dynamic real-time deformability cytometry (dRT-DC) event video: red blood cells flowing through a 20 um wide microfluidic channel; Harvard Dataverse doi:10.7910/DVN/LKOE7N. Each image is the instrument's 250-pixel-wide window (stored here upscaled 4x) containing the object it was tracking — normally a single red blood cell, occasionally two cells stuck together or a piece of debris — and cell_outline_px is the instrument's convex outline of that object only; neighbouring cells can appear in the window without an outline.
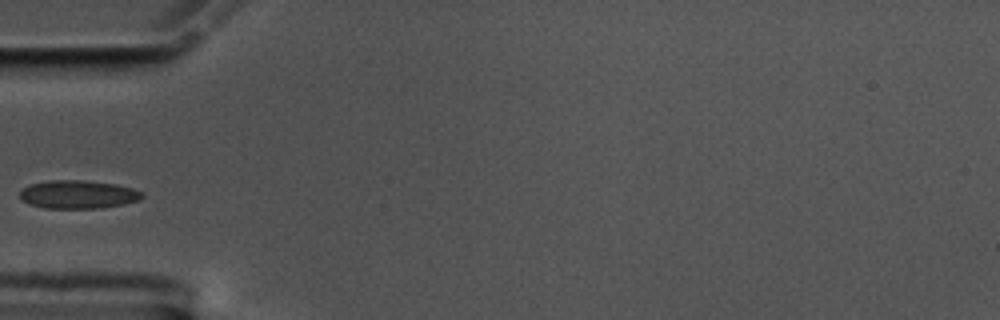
{"species": "common noctule bat (a hibernating species)", "species_latin": "Nyctalus noctula", "temperature_condition": "cold", "stored_images_in_passage": 39, "camera_frame_rate_fps": 3000, "um_per_image_px": 0.085, "animal": {"sex": "male", "body_mass_g": 17.5, "forearm_length_mm": 52.3}, "frame": {"image": 1, "passage_image": 1, "time_ms": 0.0, "image_size_px": [1000, 320], "cell_outline_px": [[144, 196], [140, 200], [124, 204], [100, 208], [44, 208], [28, 204], [20, 200], [20, 192], [24, 188], [32, 184], [52, 180], [80, 180], [116, 184], [132, 188], [140, 192]], "centroid_in_image_um": [6.63, 16.54], "position_along_channel_um": 78.4, "area_um2": 20.06}}
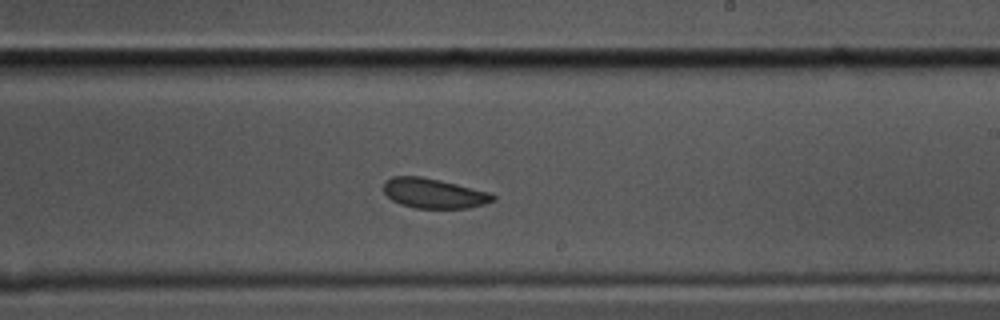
{"frame": {"image": 2, "passage_image": 16, "time_ms": 5.0, "image_size_px": [1000, 320], "cell_outline_px": [[496, 200], [484, 204], [468, 208], [416, 208], [400, 204], [392, 200], [384, 192], [384, 180], [392, 176], [420, 176], [440, 180], [488, 192], [496, 196]], "centroid_in_image_um": [36.86, 16.43], "position_along_channel_um": 252.1, "area_um2": 18.96}}
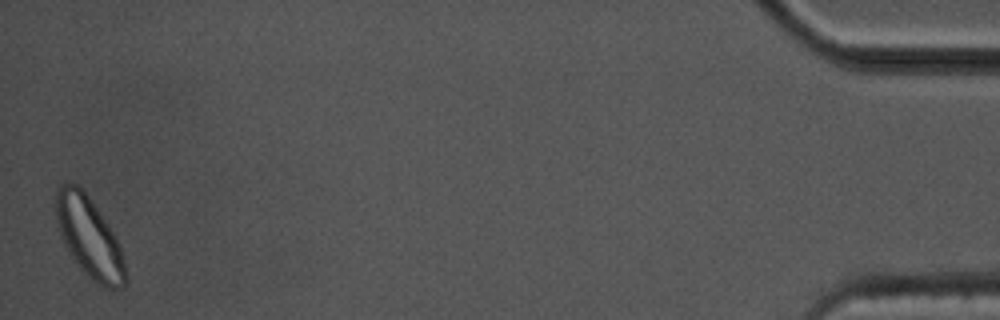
{"frame": {"image": 3, "passage_image": 39, "time_ms": 12.667, "image_size_px": [1000, 320], "cell_outline_px": [[128, 280], [120, 288], [108, 288], [100, 284], [88, 276], [72, 260], [64, 244], [56, 220], [56, 188], [60, 184], [76, 184], [88, 196], [108, 224], [116, 236], [120, 244], [128, 276]], "centroid_in_image_um": [7.6, 20.2], "position_along_channel_um": 427.6, "area_um2": 32.43}}